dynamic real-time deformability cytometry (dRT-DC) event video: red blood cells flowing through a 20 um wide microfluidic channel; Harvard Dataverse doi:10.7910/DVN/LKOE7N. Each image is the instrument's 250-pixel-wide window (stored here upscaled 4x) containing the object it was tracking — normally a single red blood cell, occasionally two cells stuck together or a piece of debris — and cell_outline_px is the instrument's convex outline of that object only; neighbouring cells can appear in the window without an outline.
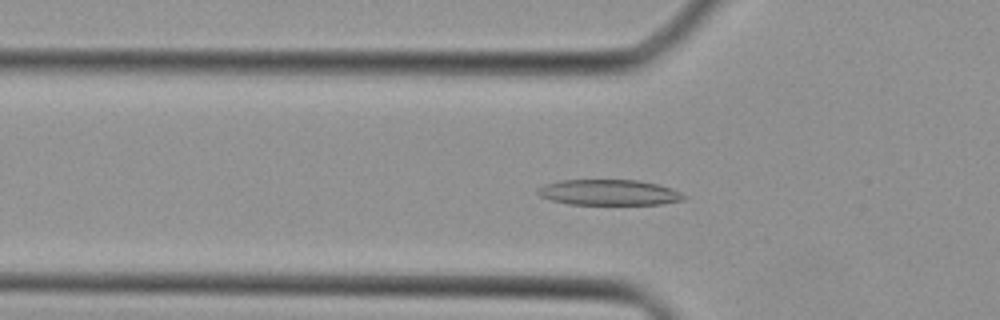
{"species": "Egyptian fruit bat (a non-hibernating species)", "species_latin": "Rousettus aegyptiacus", "temperature_condition": "cold", "stored_images_in_passage": 41, "camera_frame_rate_fps": 3000, "um_per_image_px": 0.085, "animal": {"sex": "female"}, "frame": {"image": 1, "passage_image": 13, "time_ms": 4.0, "image_size_px": [1000, 320], "cell_outline_px": [[688, 196], [684, 200], [660, 204], [568, 204], [552, 200], [540, 196], [536, 192], [536, 188], [544, 184], [560, 180], [636, 180], [660, 184], [672, 188]], "centroid_in_image_um": [51.77, 16.35], "position_along_channel_um": 74.0, "area_um2": 21.96}}
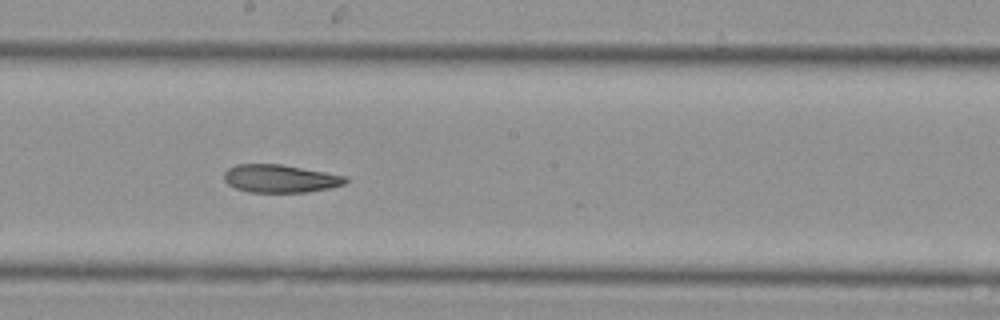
{"frame": {"image": 2, "passage_image": 22, "time_ms": 7.0, "image_size_px": [1000, 320], "cell_outline_px": [[348, 180], [344, 184], [328, 188], [308, 192], [248, 192], [236, 188], [228, 184], [224, 180], [224, 172], [228, 168], [236, 164], [280, 164], [348, 176]], "centroid_in_image_um": [23.8, 15.18], "position_along_channel_um": 224.4, "area_um2": 19.77}}
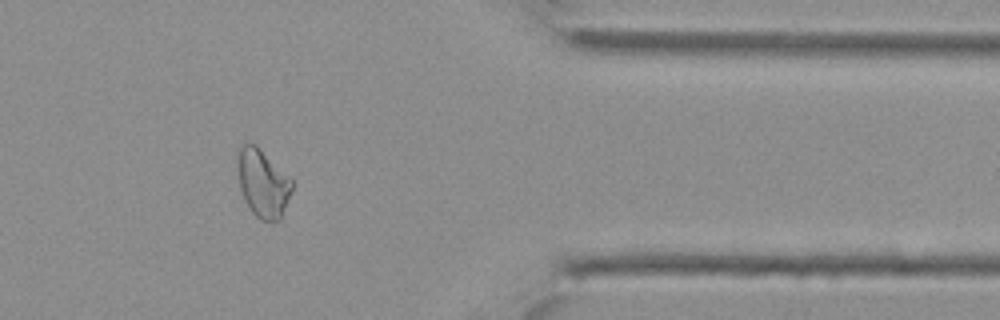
{"frame": {"image": 3, "passage_image": 33, "time_ms": 10.667, "image_size_px": [1000, 320], "cell_outline_px": [[292, 188], [288, 200], [280, 220], [272, 224], [260, 220], [248, 208], [244, 200], [240, 188], [240, 148], [244, 144], [256, 144], [292, 180]], "centroid_in_image_um": [22.38, 15.67], "position_along_channel_um": 389.0, "area_um2": 21.04}}